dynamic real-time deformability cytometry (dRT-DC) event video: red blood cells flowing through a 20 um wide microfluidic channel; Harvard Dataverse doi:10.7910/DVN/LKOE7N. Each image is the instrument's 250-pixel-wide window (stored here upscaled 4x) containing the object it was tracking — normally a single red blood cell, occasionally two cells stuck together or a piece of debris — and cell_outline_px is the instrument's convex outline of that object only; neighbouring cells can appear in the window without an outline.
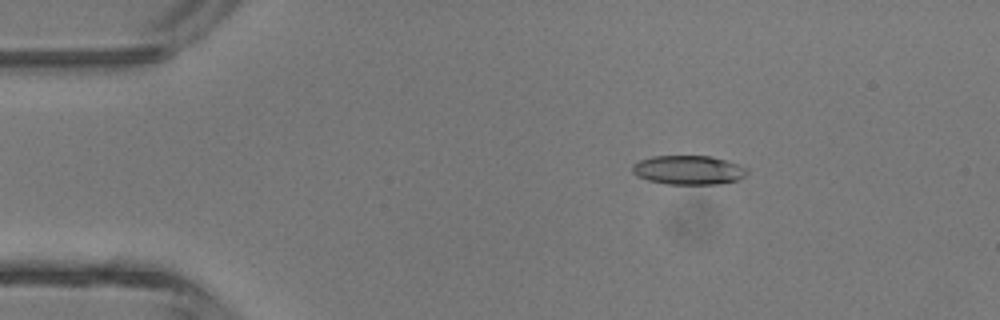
{"species": "common noctule bat (a hibernating species)", "species_latin": "Nyctalus noctula", "temperature_condition": "room temperature", "stored_images_in_passage": 4, "camera_frame_rate_fps": 3000, "um_per_image_px": 0.085, "animal": {"sex": "male", "body_mass_g": 13.3}, "frame": {"image": 1, "passage_image": 2, "time_ms": 2.0, "image_size_px": [1000, 320], "cell_outline_px": [[748, 172], [744, 176], [736, 180], [720, 184], [668, 184], [648, 180], [636, 176], [632, 172], [632, 164], [640, 160], [652, 156], [712, 156], [748, 168]], "centroid_in_image_um": [58.49, 14.45], "position_along_channel_um": 26.5, "area_um2": 19.42}}
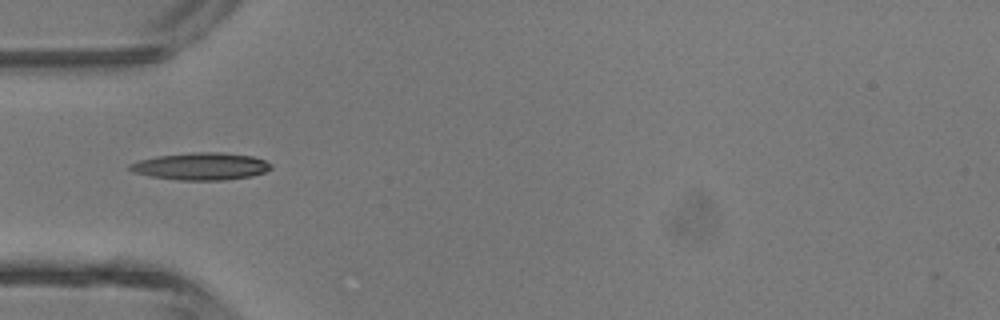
{"frame": {"image": 2, "passage_image": 4, "time_ms": 4.333, "image_size_px": [1000, 320], "cell_outline_px": [[272, 168], [264, 172], [252, 176], [224, 180], [180, 180], [152, 176], [132, 172], [128, 168], [128, 164], [140, 160], [156, 156], [192, 152], [220, 152], [252, 156], [264, 160], [272, 164]], "centroid_in_image_um": [17.08, 14.13], "position_along_channel_um": 67.9, "area_um2": 22.43}}